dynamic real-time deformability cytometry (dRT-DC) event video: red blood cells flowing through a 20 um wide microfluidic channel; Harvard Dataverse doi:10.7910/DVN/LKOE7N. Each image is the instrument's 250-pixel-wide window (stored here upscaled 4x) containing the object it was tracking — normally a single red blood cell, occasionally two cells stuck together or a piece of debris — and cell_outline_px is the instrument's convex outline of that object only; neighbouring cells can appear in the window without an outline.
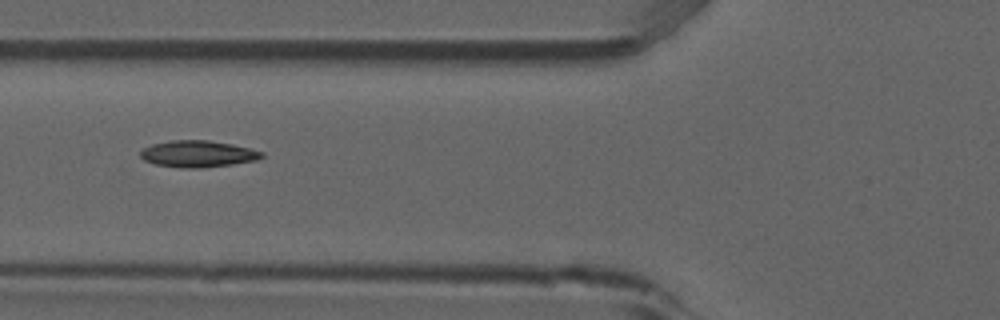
{"species": "common noctule bat (a hibernating species)", "species_latin": "Nyctalus noctula", "temperature_condition": "room temperature", "stored_images_in_passage": 5, "camera_frame_rate_fps": 3000, "um_per_image_px": 0.085, "animal": {"sex": "male", "forearm_length_mm": 52.5}, "frame": {"image": 1, "passage_image": 2, "time_ms": 0.333, "image_size_px": [1000, 320], "cell_outline_px": [[264, 156], [256, 160], [232, 164], [200, 168], [180, 168], [156, 164], [144, 160], [140, 156], [140, 152], [144, 148], [152, 144], [172, 140], [208, 140], [232, 144], [264, 152]], "centroid_in_image_um": [16.81, 13.08], "position_along_channel_um": 109.0, "area_um2": 18.73}}
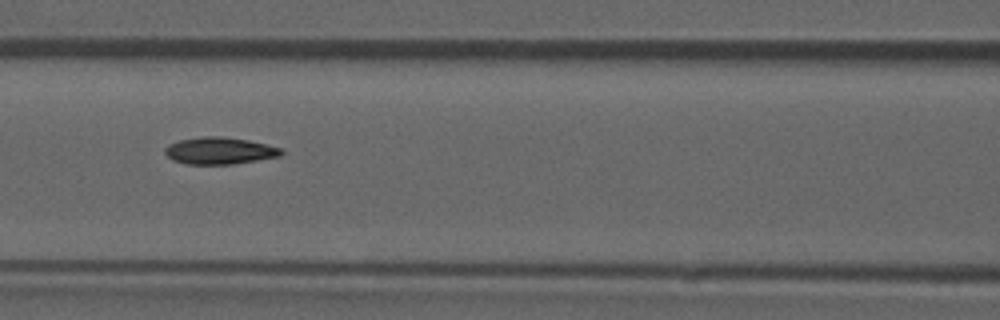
{"frame": {"image": 2, "passage_image": 3, "time_ms": 0.667, "image_size_px": [1000, 320], "cell_outline_px": [[284, 152], [280, 156], [232, 164], [188, 164], [172, 160], [164, 152], [164, 148], [168, 144], [180, 140], [204, 136], [224, 136], [248, 140], [284, 148]], "centroid_in_image_um": [18.67, 12.8], "position_along_channel_um": 147.9, "area_um2": 18.32}}